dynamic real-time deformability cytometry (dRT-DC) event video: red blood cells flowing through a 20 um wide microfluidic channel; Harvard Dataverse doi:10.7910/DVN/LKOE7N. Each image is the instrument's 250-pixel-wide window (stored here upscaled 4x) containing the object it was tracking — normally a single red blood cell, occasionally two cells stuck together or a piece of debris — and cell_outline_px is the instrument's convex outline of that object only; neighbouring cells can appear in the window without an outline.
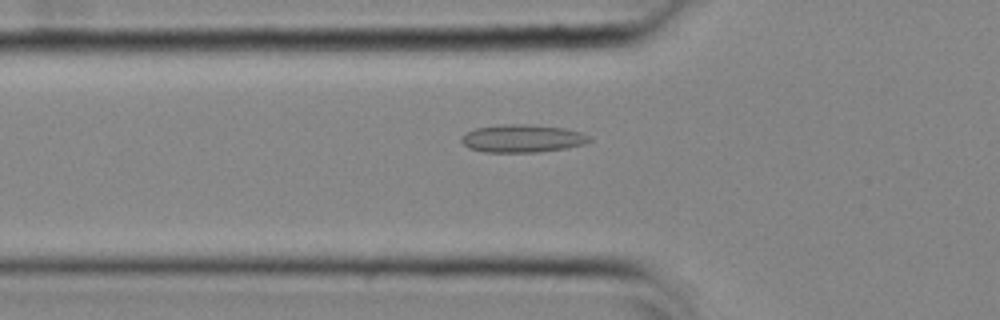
{"species": "common noctule bat (a hibernating species)", "species_latin": "Nyctalus noctula", "temperature_condition": "cold", "stored_images_in_passage": 55, "camera_frame_rate_fps": 3000, "um_per_image_px": 0.085, "animal": {"sex": "female", "body_mass_g": 25.1}, "frame": {"image": 1, "passage_image": 19, "time_ms": 6.0, "image_size_px": [1000, 320], "cell_outline_px": [[592, 140], [584, 144], [564, 148], [540, 152], [484, 152], [468, 148], [460, 140], [460, 136], [476, 128], [504, 124], [524, 124], [564, 128], [580, 132], [592, 136]], "centroid_in_image_um": [44.4, 11.77], "position_along_channel_um": 81.4, "area_um2": 20.75}}
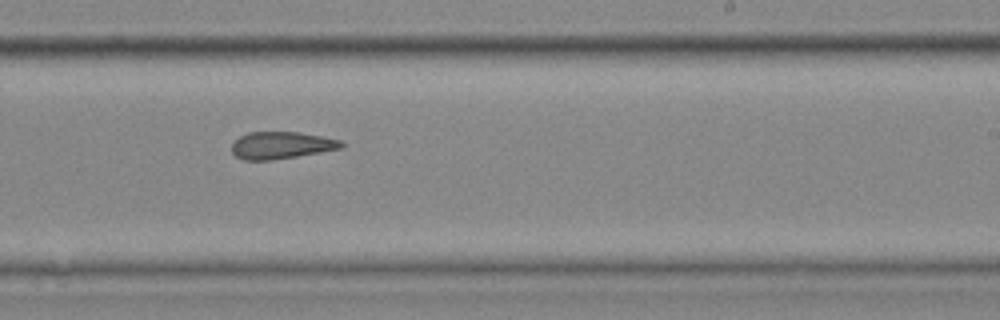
{"frame": {"image": 2, "passage_image": 34, "time_ms": 11.0, "image_size_px": [1000, 320], "cell_outline_px": [[344, 148], [272, 160], [244, 160], [236, 156], [232, 152], [232, 144], [240, 136], [248, 132], [300, 132], [340, 140], [344, 144]], "centroid_in_image_um": [23.91, 12.35], "position_along_channel_um": 265.1, "area_um2": 17.22}}
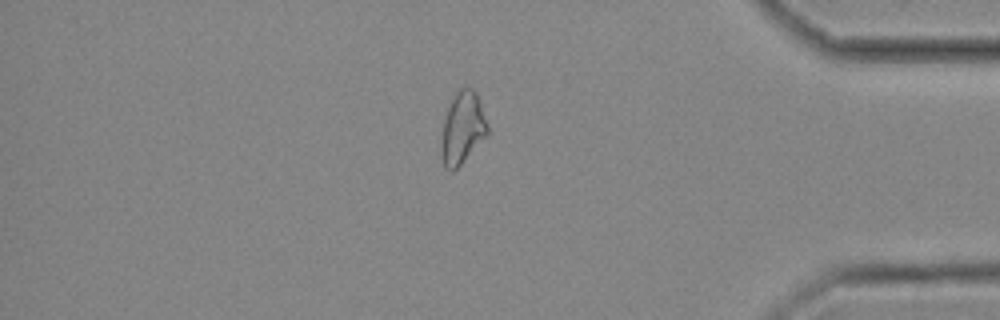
{"frame": {"image": 3, "passage_image": 47, "time_ms": 15.333, "image_size_px": [1000, 320], "cell_outline_px": [[488, 136], [452, 172], [444, 168], [440, 156], [440, 144], [444, 120], [448, 108], [456, 92], [464, 84], [472, 88], [476, 92], [488, 124]], "centroid_in_image_um": [39.31, 10.89], "position_along_channel_um": 395.9, "area_um2": 19.65}, "authors_computed_cell_mechanics": {"area_um2": 19.652, "velocity_mm_per_s": 3.6736, "shape_relaxation_time_tau1_ms": null, "shape_relaxation_time_tau2_ms": 2.8178, "deformation_change_tau1": null, "deformation_change_tau2": 0.1042}}